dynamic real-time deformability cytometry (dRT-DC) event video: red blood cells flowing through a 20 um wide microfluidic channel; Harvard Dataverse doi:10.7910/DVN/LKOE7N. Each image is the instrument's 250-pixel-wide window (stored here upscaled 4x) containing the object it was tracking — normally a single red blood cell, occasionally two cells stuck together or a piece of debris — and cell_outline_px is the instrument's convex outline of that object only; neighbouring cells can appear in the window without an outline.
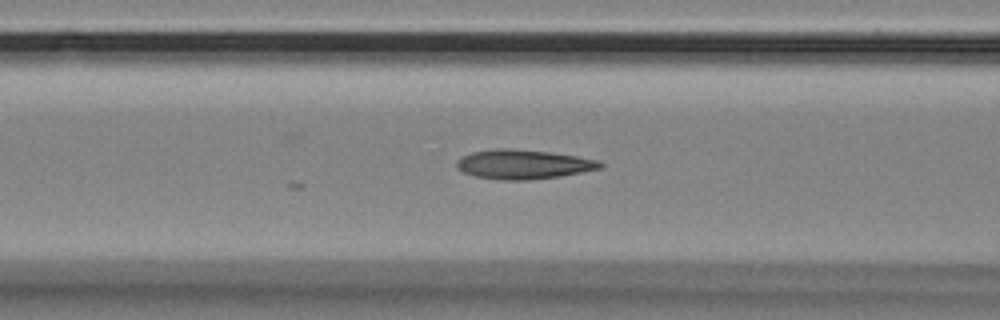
{"species": "Egyptian fruit bat (a non-hibernating species)", "species_latin": "Rousettus aegyptiacus", "temperature_condition": "room temperature", "stored_images_in_passage": 26, "camera_frame_rate_fps": 3000, "um_per_image_px": 0.085, "animal": {"sex": "female"}, "frame": {"image": 1, "passage_image": 21, "time_ms": 6.667, "image_size_px": [1000, 320], "cell_outline_px": [[604, 164], [600, 168], [560, 176], [528, 180], [496, 180], [476, 176], [464, 172], [456, 168], [456, 160], [472, 152], [496, 148], [508, 148], [552, 152], [600, 160]], "centroid_in_image_um": [44.47, 13.96], "position_along_channel_um": 122.1, "area_um2": 24.57}}
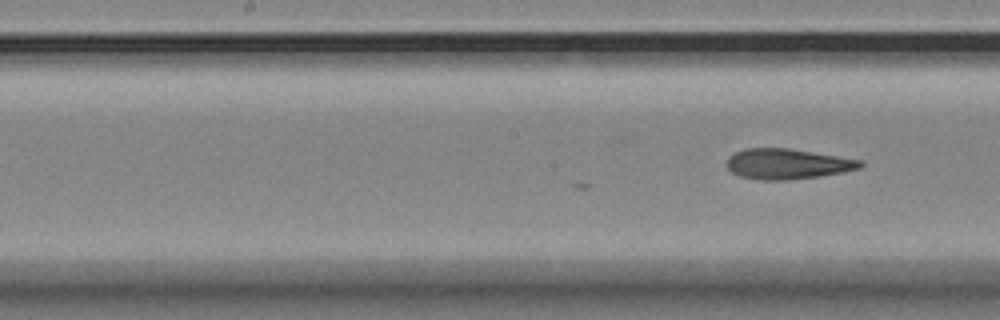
{"frame": {"image": 2, "passage_image": 26, "time_ms": 8.333, "image_size_px": [1000, 320], "cell_outline_px": [[864, 164], [860, 168], [820, 176], [788, 180], [760, 180], [740, 176], [732, 172], [728, 168], [728, 156], [744, 148], [788, 148], [864, 160]], "centroid_in_image_um": [66.94, 13.93], "position_along_channel_um": 181.3, "area_um2": 23.58}}